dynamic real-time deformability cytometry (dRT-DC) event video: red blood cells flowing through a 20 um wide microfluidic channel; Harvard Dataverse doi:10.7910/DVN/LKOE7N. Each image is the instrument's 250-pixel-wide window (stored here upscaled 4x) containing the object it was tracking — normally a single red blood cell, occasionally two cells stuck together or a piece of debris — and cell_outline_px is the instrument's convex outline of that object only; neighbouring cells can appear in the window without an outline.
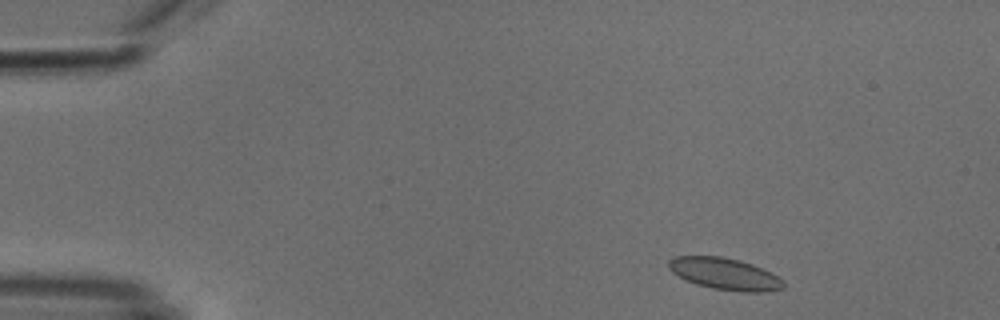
{"species": "common noctule bat (a hibernating species)", "species_latin": "Nyctalus noctula", "temperature_condition": "cold", "stored_images_in_passage": 49, "camera_frame_rate_fps": 3000, "um_per_image_px": 0.085, "animal": {"sex": "male", "body_mass_g": 18.8}, "frame": {"image": 1, "passage_image": 3, "time_ms": 0.667, "image_size_px": [1000, 320], "cell_outline_px": [[784, 288], [764, 292], [740, 292], [712, 288], [696, 284], [672, 272], [668, 268], [668, 260], [676, 256], [720, 256], [740, 260], [752, 264], [784, 280]], "centroid_in_image_um": [61.6, 23.28], "position_along_channel_um": 23.4, "area_um2": 21.1}}
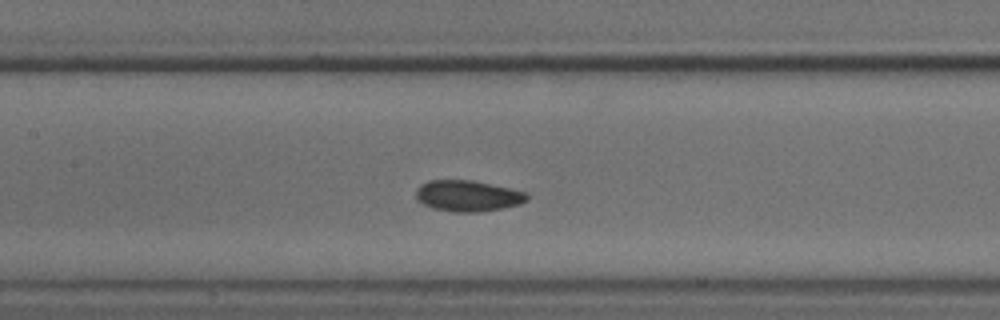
{"frame": {"image": 2, "passage_image": 21, "time_ms": 6.667, "image_size_px": [1000, 320], "cell_outline_px": [[528, 200], [520, 204], [504, 208], [480, 212], [456, 212], [432, 208], [416, 200], [416, 188], [420, 184], [428, 180], [472, 180], [512, 188], [524, 192], [528, 196]], "centroid_in_image_um": [39.75, 16.64], "position_along_channel_um": 167.6, "area_um2": 20.29}}
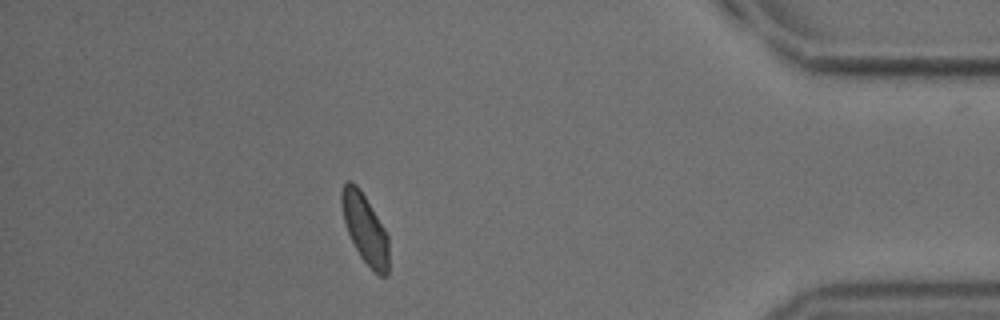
{"frame": {"image": 3, "passage_image": 43, "time_ms": 14.0, "image_size_px": [1000, 320], "cell_outline_px": [[388, 272], [384, 276], [380, 276], [360, 256], [348, 232], [344, 220], [340, 204], [340, 192], [344, 184], [348, 180], [352, 180], [360, 188], [384, 228], [388, 236]], "centroid_in_image_um": [31.0, 19.37], "position_along_channel_um": 404.2, "area_um2": 18.84}, "authors_computed_cell_mechanics": {"area_um2": 19.941, "velocity_mm_per_s": 3.7814, "shape_relaxation_time_tau1_ms": 2.5072, "shape_relaxation_time_tau2_ms": 2.4447, "deformation_change_tau1": 0.0504, "deformation_change_tau2": 0.0332}}